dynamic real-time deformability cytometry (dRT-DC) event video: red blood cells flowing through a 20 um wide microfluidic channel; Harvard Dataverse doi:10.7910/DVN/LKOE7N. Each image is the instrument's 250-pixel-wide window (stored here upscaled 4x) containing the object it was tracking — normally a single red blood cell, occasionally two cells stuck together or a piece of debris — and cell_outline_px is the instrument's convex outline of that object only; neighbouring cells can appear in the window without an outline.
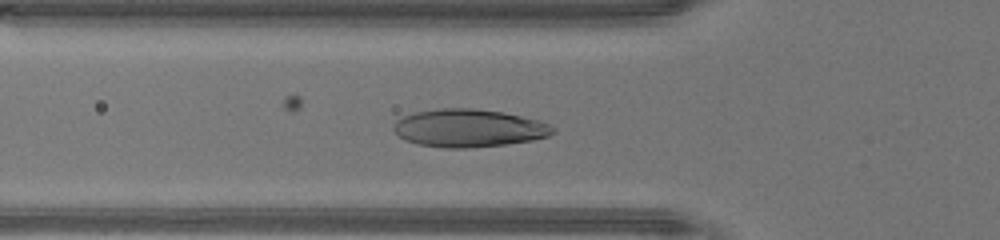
{"species": "human", "species_latin": "Homo sapiens", "temperature_condition": "warm", "stored_images_in_passage": 47, "camera_frame_rate_fps": 3000, "um_per_image_px": 0.085, "donor": {"sex": "male"}, "frame": {"image": 1, "passage_image": 16, "time_ms": 5.0, "image_size_px": [1000, 240], "cell_outline_px": [[556, 128], [548, 136], [532, 140], [504, 144], [468, 148], [444, 148], [420, 144], [404, 140], [392, 128], [396, 120], [412, 112], [440, 108], [472, 108], [504, 112], [536, 120], [548, 124]], "centroid_in_image_um": [39.8, 10.88], "position_along_channel_um": 86.0, "area_um2": 34.97}}
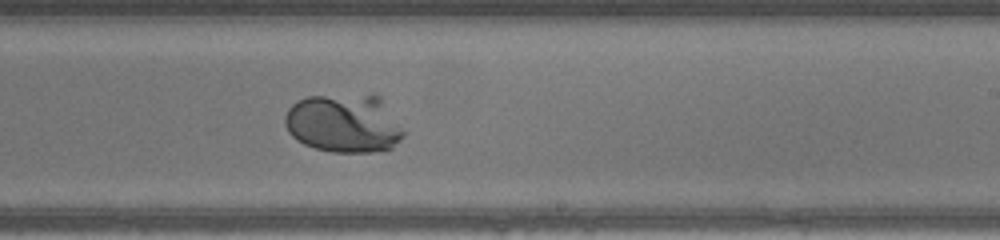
{"frame": {"image": 2, "passage_image": 28, "time_ms": 9.0, "image_size_px": [1000, 240], "cell_outline_px": [[404, 136], [392, 148], [372, 152], [332, 152], [316, 148], [304, 144], [296, 140], [288, 132], [284, 124], [284, 116], [288, 108], [296, 100], [308, 96], [372, 92], [376, 92], [380, 96], [404, 132]], "centroid_in_image_um": [29.21, 10.44], "position_along_channel_um": 259.8, "area_um2": 41.33}}
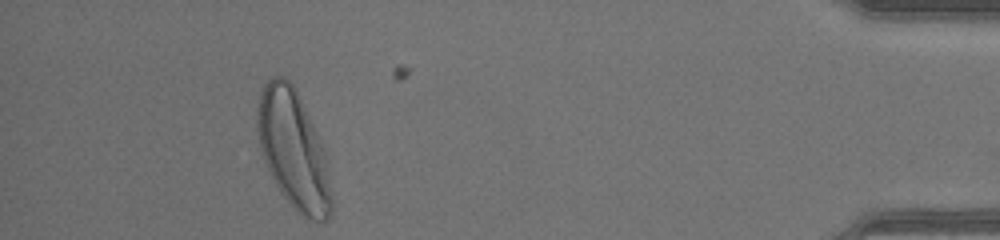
{"frame": {"image": 3, "passage_image": 43, "time_ms": 14.0, "image_size_px": [1000, 240], "cell_outline_px": [[332, 212], [328, 220], [320, 224], [296, 212], [284, 196], [276, 184], [264, 160], [260, 148], [256, 128], [256, 108], [260, 92], [264, 84], [272, 76], [284, 76], [292, 84], [324, 148], [328, 160], [332, 196]], "centroid_in_image_um": [24.95, 12.78], "position_along_channel_um": 410.3, "area_um2": 51.21}, "authors_computed_cell_mechanics": {"area_um2": 36.8186, "velocity_mm_per_s": 4.3544, "shape_relaxation_time_tau1_ms": 1.9608, "shape_relaxation_time_tau2_ms": null, "deformation_change_tau1": 0.196, "deformation_change_tau2": null}}